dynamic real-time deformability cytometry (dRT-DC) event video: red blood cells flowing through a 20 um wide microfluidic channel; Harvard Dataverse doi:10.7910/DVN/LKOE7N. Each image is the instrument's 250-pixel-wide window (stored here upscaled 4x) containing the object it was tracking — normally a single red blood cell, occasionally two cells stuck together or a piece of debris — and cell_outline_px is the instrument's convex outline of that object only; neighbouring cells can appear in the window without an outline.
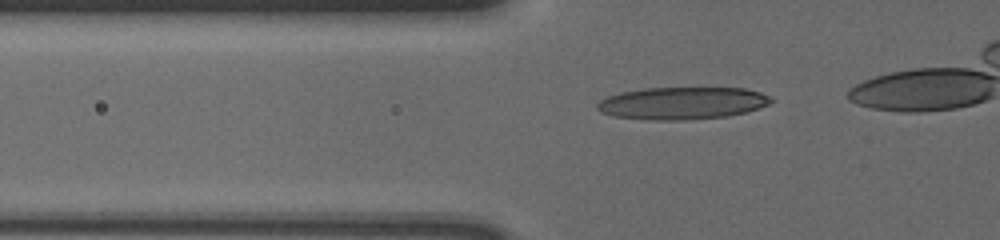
{"species": "human", "species_latin": "Homo sapiens", "temperature_condition": "cold", "stored_images_in_passage": 34, "camera_frame_rate_fps": 3000, "um_per_image_px": 0.085, "donor": {"sex": "male"}, "frame": {"image": 1, "passage_image": 6, "time_ms": 1.667, "image_size_px": [1000, 240], "cell_outline_px": [[772, 100], [768, 104], [744, 112], [728, 116], [688, 120], [648, 120], [616, 116], [600, 112], [596, 108], [596, 104], [600, 100], [608, 96], [620, 92], [644, 88], [744, 88], [760, 92], [768, 96]], "centroid_in_image_um": [57.93, 8.77], "position_along_channel_um": 67.9, "area_um2": 32.66}}
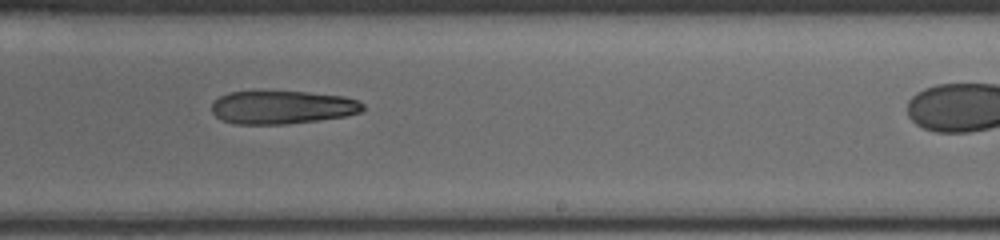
{"frame": {"image": 2, "passage_image": 23, "time_ms": 7.333, "image_size_px": [1000, 240], "cell_outline_px": [[364, 108], [360, 112], [344, 116], [316, 120], [284, 124], [236, 124], [220, 120], [212, 112], [212, 104], [220, 96], [228, 92], [308, 92], [344, 96], [356, 100], [364, 104]], "centroid_in_image_um": [23.97, 9.12], "position_along_channel_um": 265.0, "area_um2": 29.02}}
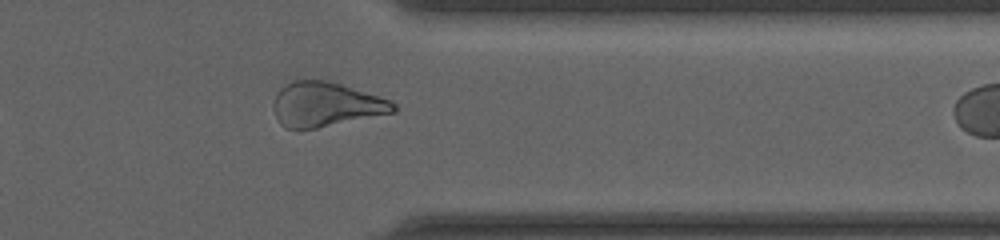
{"frame": {"image": 3, "passage_image": 33, "time_ms": 10.667, "image_size_px": [1000, 240], "cell_outline_px": [[396, 112], [316, 128], [284, 128], [280, 124], [276, 116], [272, 104], [276, 92], [280, 88], [292, 80], [328, 80], [392, 100], [396, 104]], "centroid_in_image_um": [27.68, 8.86], "position_along_channel_um": 383.7, "area_um2": 31.15}}